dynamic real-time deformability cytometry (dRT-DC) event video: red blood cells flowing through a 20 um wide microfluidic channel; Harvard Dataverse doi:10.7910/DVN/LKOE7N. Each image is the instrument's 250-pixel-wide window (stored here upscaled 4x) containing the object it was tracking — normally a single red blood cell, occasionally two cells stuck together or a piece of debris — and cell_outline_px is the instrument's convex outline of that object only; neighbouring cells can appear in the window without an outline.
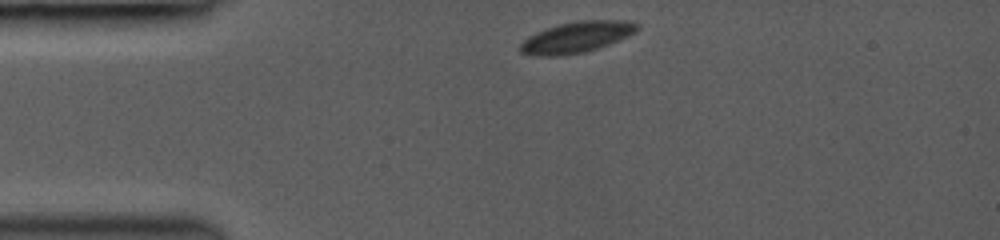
{"species": "common noctule bat (a hibernating species)", "species_latin": "Nyctalus noctula", "temperature_condition": "room temperature", "stored_images_in_passage": 33, "camera_frame_rate_fps": 3000, "um_per_image_px": 0.085, "animal": {"sex": "female", "body_mass_g": 19.0, "forearm_length_mm": 53.3}, "frame": {"image": 1, "passage_image": 1, "time_ms": 0.0, "image_size_px": [1000, 240], "cell_outline_px": [[640, 28], [636, 32], [628, 36], [600, 48], [584, 52], [560, 56], [536, 56], [520, 52], [520, 44], [528, 36], [536, 32], [560, 24], [580, 20], [624, 20], [636, 24]], "centroid_in_image_um": [49.01, 3.17], "position_along_channel_um": 36.0, "area_um2": 21.1}}
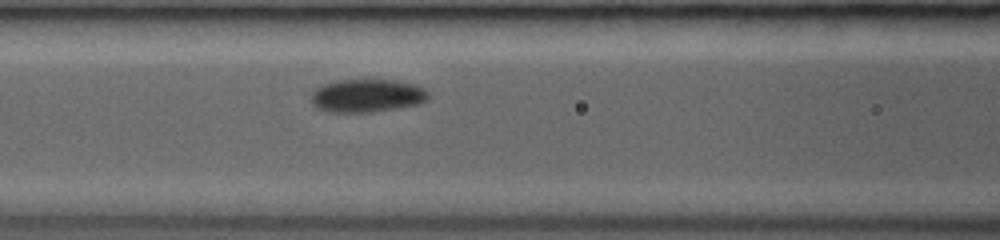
{"frame": {"image": 2, "passage_image": 23, "time_ms": 3.333, "image_size_px": [1000, 240], "cell_outline_px": [[428, 100], [420, 104], [372, 112], [328, 112], [316, 108], [312, 104], [312, 92], [320, 84], [340, 80], [396, 80], [416, 84], [424, 88], [428, 92]], "centroid_in_image_um": [31.2, 8.13], "position_along_channel_um": 135.4, "area_um2": 22.83}}
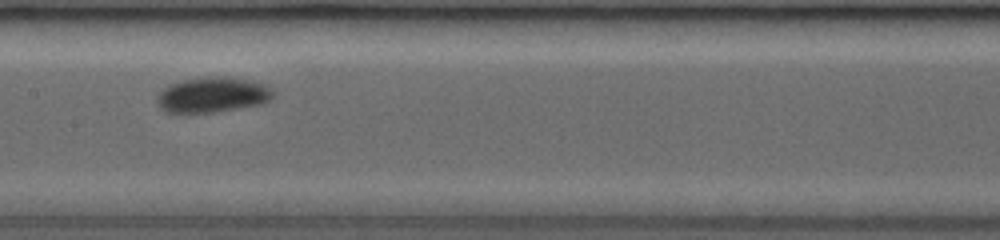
{"frame": {"image": 3, "passage_image": 32, "time_ms": 4.667, "image_size_px": [1000, 240], "cell_outline_px": [[272, 96], [268, 100], [260, 104], [216, 112], [164, 112], [160, 108], [156, 100], [160, 92], [164, 88], [172, 84], [184, 80], [212, 76], [228, 76], [268, 84], [272, 88]], "centroid_in_image_um": [18.08, 8.05], "position_along_channel_um": 189.3, "area_um2": 23.7}}